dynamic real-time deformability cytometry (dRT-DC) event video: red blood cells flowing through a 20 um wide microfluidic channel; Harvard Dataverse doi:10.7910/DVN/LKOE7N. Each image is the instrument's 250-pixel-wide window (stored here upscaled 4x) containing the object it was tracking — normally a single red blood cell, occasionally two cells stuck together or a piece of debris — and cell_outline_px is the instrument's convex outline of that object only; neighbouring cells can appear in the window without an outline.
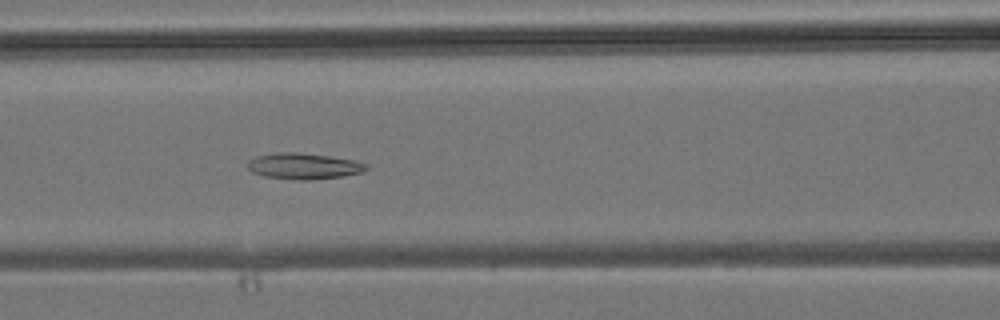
{"species": "common noctule bat (a hibernating species)", "species_latin": "Nyctalus noctula", "temperature_condition": "room temperature", "stored_images_in_passage": 44, "camera_frame_rate_fps": 3000, "um_per_image_px": 0.085, "animal": {"sex": "male", "body_mass_g": 19.2, "forearm_length_mm": 51.8}, "frame": {"image": 1, "passage_image": 18, "time_ms": 5.667, "image_size_px": [1000, 320], "cell_outline_px": [[368, 168], [364, 172], [344, 176], [312, 180], [296, 180], [264, 176], [252, 172], [248, 168], [248, 160], [256, 156], [276, 152], [296, 152], [328, 156], [352, 160], [368, 164]], "centroid_in_image_um": [25.81, 14.12], "position_along_channel_um": 140.8, "area_um2": 18.09}}
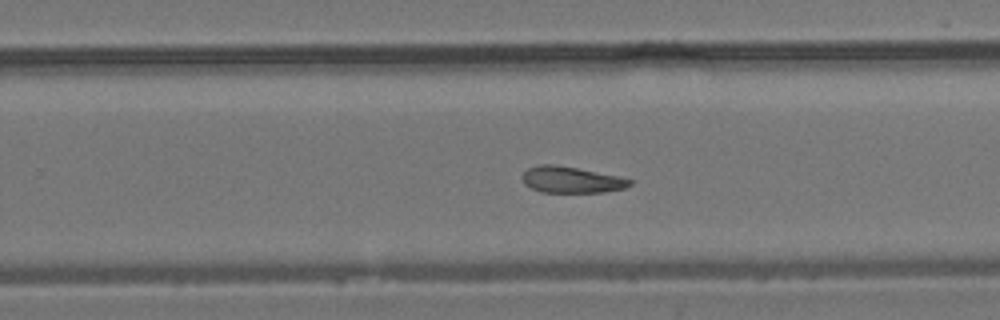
{"frame": {"image": 2, "passage_image": 27, "time_ms": 8.667, "image_size_px": [1000, 320], "cell_outline_px": [[632, 184], [624, 188], [604, 192], [540, 192], [524, 184], [524, 172], [528, 168], [540, 164], [556, 164], [620, 176], [632, 180]], "centroid_in_image_um": [48.58, 15.27], "position_along_channel_um": 281.2, "area_um2": 16.42}}
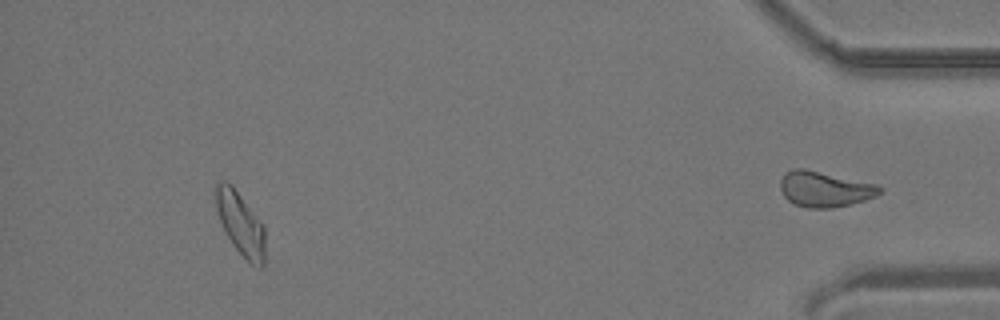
{"frame": {"image": 3, "passage_image": 40, "time_ms": 13.0, "image_size_px": [1000, 320], "cell_outline_px": [[264, 268], [260, 268], [248, 264], [232, 244], [224, 232], [216, 208], [216, 184], [220, 180], [224, 180], [232, 184], [264, 224]], "centroid_in_image_um": [20.46, 19.04], "position_along_channel_um": 414.7, "area_um2": 18.5}}